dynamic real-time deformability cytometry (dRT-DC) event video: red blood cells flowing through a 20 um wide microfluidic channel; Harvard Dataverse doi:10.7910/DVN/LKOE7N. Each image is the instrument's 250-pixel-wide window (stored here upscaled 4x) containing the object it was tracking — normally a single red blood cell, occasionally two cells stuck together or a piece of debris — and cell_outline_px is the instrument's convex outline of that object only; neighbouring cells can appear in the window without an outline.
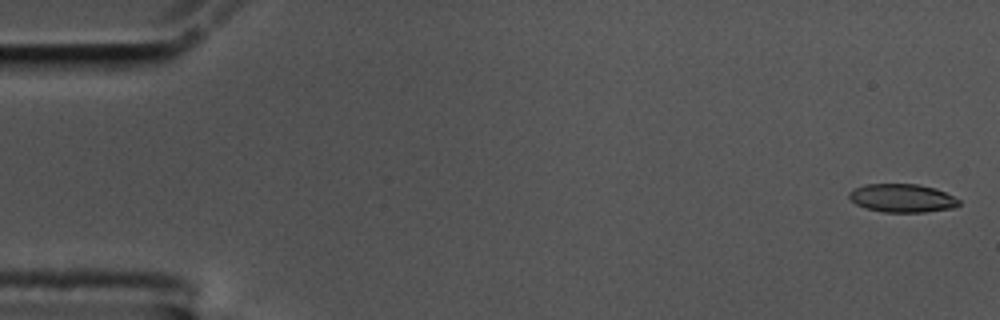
{"species": "common noctule bat (a hibernating species)", "species_latin": "Nyctalus noctula", "temperature_condition": "cold", "stored_images_in_passage": 58, "camera_frame_rate_fps": 3000, "um_per_image_px": 0.085, "animal": {"sex": "male", "body_mass_g": 17.5, "forearm_length_mm": 52.3}, "frame": {"image": 1, "passage_image": 2, "time_ms": 0.333, "image_size_px": [1000, 320], "cell_outline_px": [[960, 204], [956, 208], [924, 212], [884, 212], [864, 208], [856, 204], [848, 196], [848, 192], [864, 184], [916, 184], [936, 188], [960, 200]], "centroid_in_image_um": [76.69, 16.84], "position_along_channel_um": 8.3, "area_um2": 18.21}}
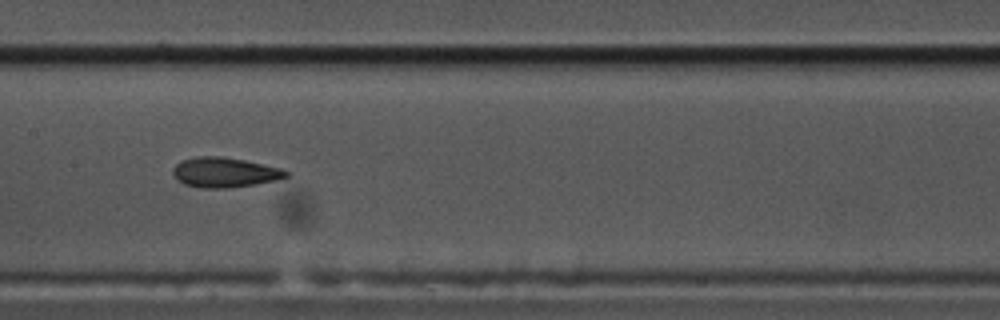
{"frame": {"image": 2, "passage_image": 29, "time_ms": 9.333, "image_size_px": [1000, 320], "cell_outline_px": [[292, 172], [288, 176], [276, 180], [256, 184], [228, 188], [200, 188], [184, 184], [176, 180], [172, 172], [172, 168], [180, 160], [196, 156], [224, 156], [244, 160], [280, 168]], "centroid_in_image_um": [19.06, 14.65], "position_along_channel_um": 188.3, "area_um2": 20.0}}
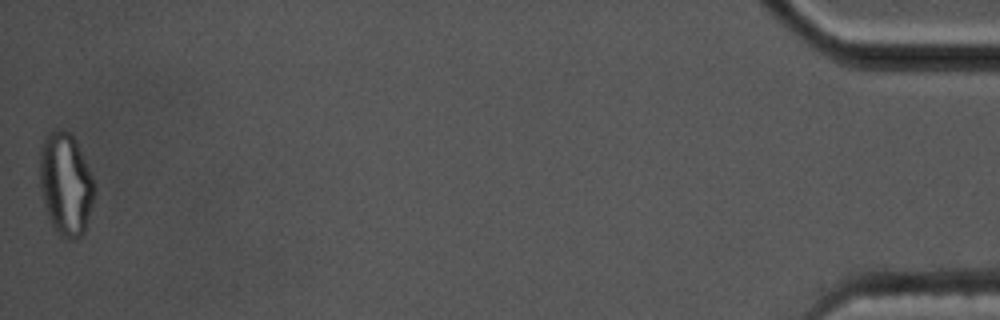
{"frame": {"image": 3, "passage_image": 58, "time_ms": 19.0, "image_size_px": [1000, 320], "cell_outline_px": [[96, 188], [84, 236], [76, 240], [68, 240], [60, 236], [52, 224], [40, 188], [40, 144], [48, 132], [52, 128], [64, 128], [76, 140], [92, 176]], "centroid_in_image_um": [5.6, 15.63], "position_along_channel_um": 429.6, "area_um2": 32.95}, "authors_computed_cell_mechanics": {"area_um2": 19.4497, "velocity_mm_per_s": 3.4976, "shape_relaxation_time_tau1_ms": null, "shape_relaxation_time_tau2_ms": 3.1489, "deformation_change_tau1": null, "deformation_change_tau2": 0.1093}}